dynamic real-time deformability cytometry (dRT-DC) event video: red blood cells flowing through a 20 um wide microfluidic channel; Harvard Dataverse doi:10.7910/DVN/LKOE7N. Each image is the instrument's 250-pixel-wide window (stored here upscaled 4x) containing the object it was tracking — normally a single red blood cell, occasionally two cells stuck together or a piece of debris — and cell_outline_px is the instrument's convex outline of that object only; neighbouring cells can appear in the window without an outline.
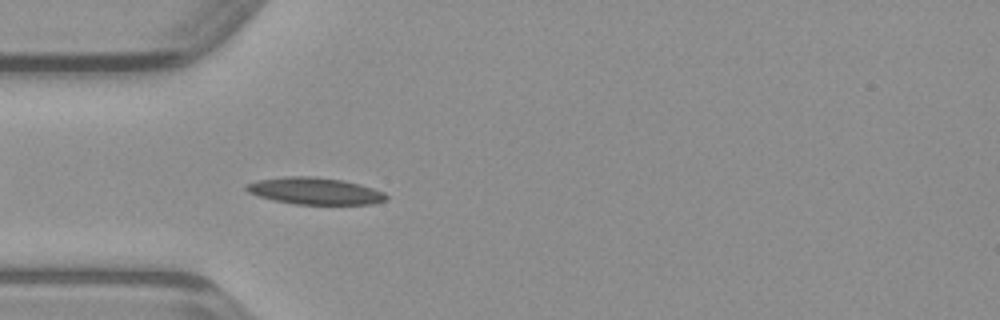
{"species": "common noctule bat (a hibernating species)", "species_latin": "Nyctalus noctula", "temperature_condition": "warm", "stored_images_in_passage": 35, "camera_frame_rate_fps": 3000, "um_per_image_px": 0.085, "animal": {"sex": "male", "body_mass_g": 23.1, "forearm_length_mm": 52.7}, "frame": {"image": 1, "passage_image": 3, "time_ms": 0.667, "image_size_px": [1000, 320], "cell_outline_px": [[388, 200], [372, 204], [296, 204], [276, 200], [260, 196], [248, 192], [244, 188], [244, 184], [256, 180], [288, 176], [308, 176], [344, 180], [360, 184], [384, 192], [388, 196]], "centroid_in_image_um": [26.78, 16.23], "position_along_channel_um": 58.2, "area_um2": 21.85}}
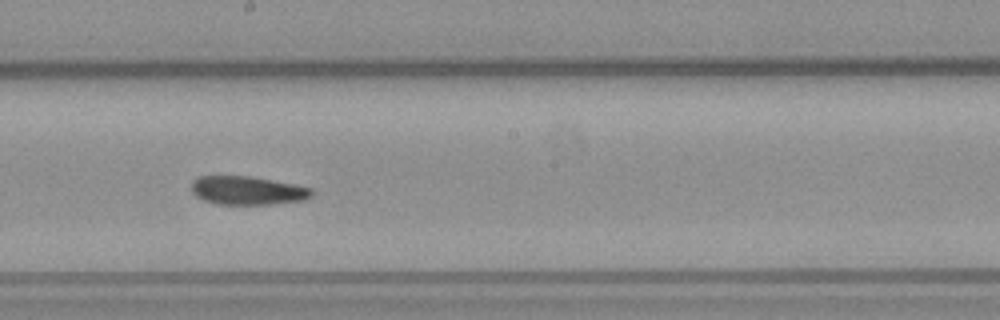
{"frame": {"image": 2, "passage_image": 15, "time_ms": 4.667, "image_size_px": [1000, 320], "cell_outline_px": [[312, 196], [304, 200], [272, 204], [216, 204], [204, 200], [196, 196], [192, 192], [192, 180], [196, 176], [248, 176], [292, 184], [312, 188]], "centroid_in_image_um": [21.0, 16.19], "position_along_channel_um": 227.2, "area_um2": 19.88}}
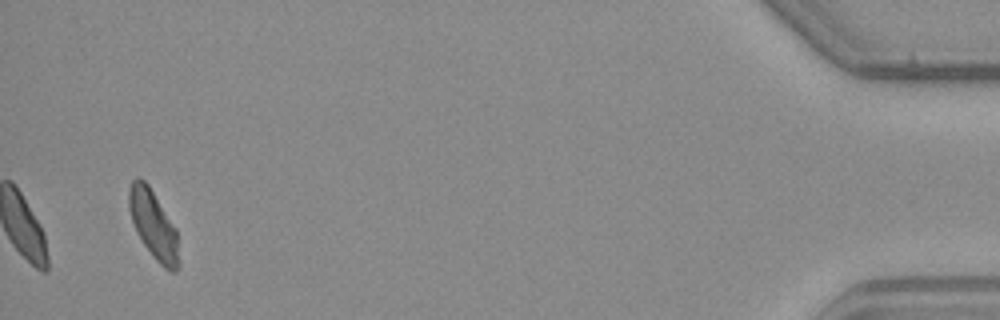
{"frame": {"image": 3, "passage_image": 35, "time_ms": 11.333, "image_size_px": [1000, 320], "cell_outline_px": [[180, 268], [176, 272], [172, 272], [164, 268], [156, 260], [144, 244], [136, 232], [128, 208], [128, 188], [132, 180], [136, 176], [144, 180], [148, 184], [176, 228], [180, 264]], "centroid_in_image_um": [13.05, 19.11], "position_along_channel_um": 422.2, "area_um2": 20.06}}